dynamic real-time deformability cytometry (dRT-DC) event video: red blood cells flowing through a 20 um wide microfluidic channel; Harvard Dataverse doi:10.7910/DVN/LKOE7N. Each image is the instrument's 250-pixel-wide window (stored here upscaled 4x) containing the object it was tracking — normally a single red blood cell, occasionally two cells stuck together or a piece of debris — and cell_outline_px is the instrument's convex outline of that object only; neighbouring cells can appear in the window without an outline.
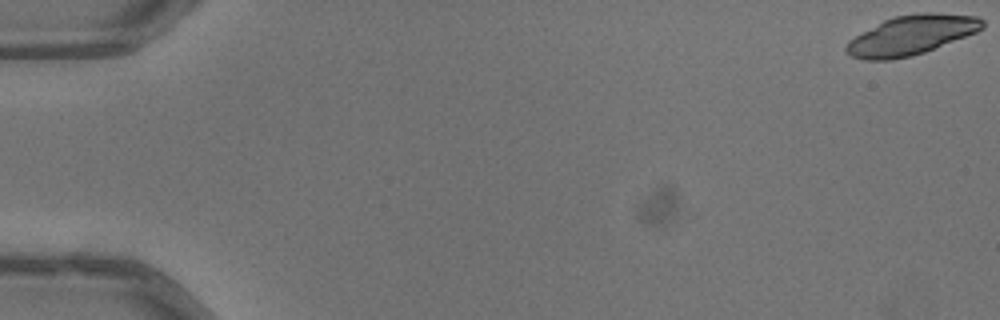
{"species": "common noctule bat (a hibernating species)", "species_latin": "Nyctalus noctula", "temperature_condition": "warm", "stored_images_in_passage": 20, "camera_frame_rate_fps": 3000, "um_per_image_px": 0.085, "animal": {"sex": "male", "body_mass_g": 13.3}, "frame": {"image": 1, "passage_image": 1, "time_ms": 0.0, "image_size_px": [1000, 320], "cell_outline_px": [[984, 28], [976, 32], [924, 52], [912, 56], [892, 60], [864, 60], [852, 56], [844, 48], [848, 40], [884, 20], [892, 16], [916, 12], [932, 12], [980, 16], [984, 20]], "centroid_in_image_um": [77.48, 2.97], "position_along_channel_um": 7.5, "area_um2": 31.44}}
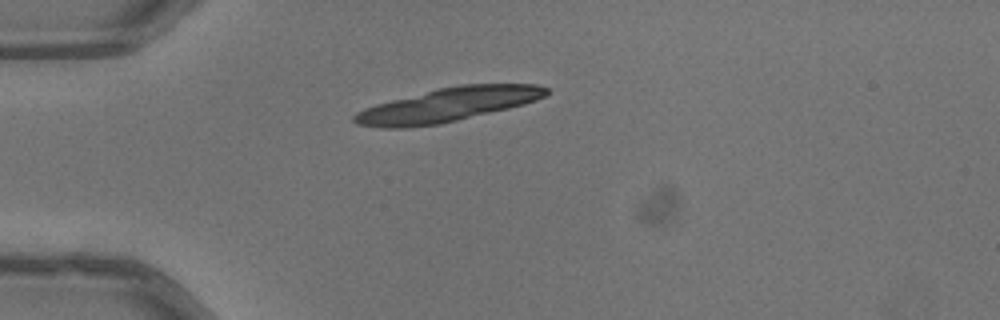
{"frame": {"image": 2, "passage_image": 15, "time_ms": 4.667, "image_size_px": [1000, 320], "cell_outline_px": [[548, 92], [544, 96], [536, 100], [524, 104], [508, 108], [440, 124], [404, 128], [380, 128], [356, 124], [352, 120], [352, 116], [356, 112], [364, 108], [376, 104], [436, 88], [460, 84], [536, 84], [548, 88]], "centroid_in_image_um": [38.01, 8.91], "position_along_channel_um": 47.0, "area_um2": 37.86}}